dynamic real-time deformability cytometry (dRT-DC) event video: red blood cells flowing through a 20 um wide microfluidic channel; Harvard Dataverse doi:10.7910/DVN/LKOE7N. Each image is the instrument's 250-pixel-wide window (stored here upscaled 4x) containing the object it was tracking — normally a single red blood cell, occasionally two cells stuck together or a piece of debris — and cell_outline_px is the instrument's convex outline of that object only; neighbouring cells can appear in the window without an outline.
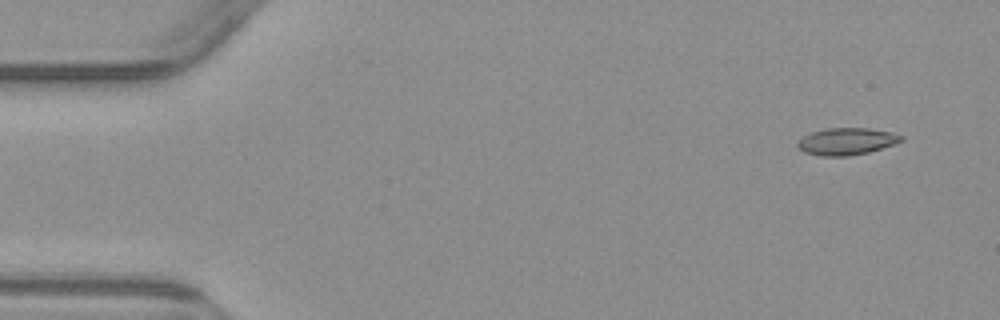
{"species": "common noctule bat (a hibernating species)", "species_latin": "Nyctalus noctula", "temperature_condition": "warm", "stored_images_in_passage": 5, "camera_frame_rate_fps": 3000, "um_per_image_px": 0.085, "animal": {"sex": "male", "body_mass_g": 23.1, "forearm_length_mm": 52.7}, "frame": {"image": 1, "passage_image": 1, "time_ms": 0.0, "image_size_px": [1000, 320], "cell_outline_px": [[904, 140], [896, 144], [868, 152], [848, 156], [820, 156], [804, 152], [796, 144], [804, 136], [812, 132], [828, 128], [868, 128], [892, 132], [904, 136]], "centroid_in_image_um": [72.01, 12.02], "position_along_channel_um": 13.0, "area_um2": 16.3}}
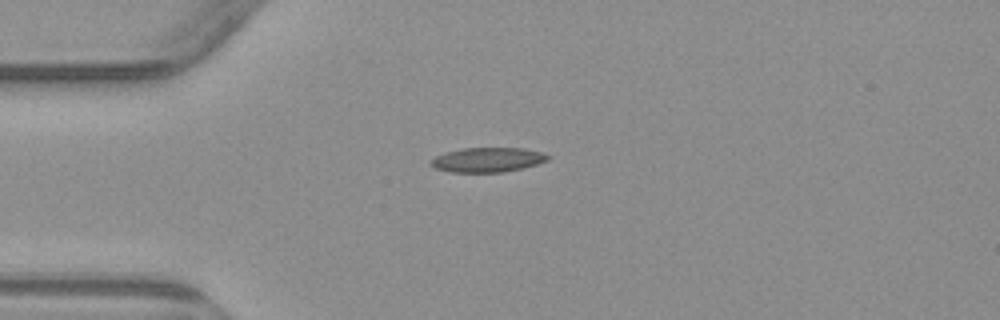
{"frame": {"image": 2, "passage_image": 4, "time_ms": 3.333, "image_size_px": [1000, 320], "cell_outline_px": [[548, 160], [524, 168], [504, 172], [448, 172], [436, 168], [428, 164], [428, 160], [444, 152], [464, 148], [524, 148], [540, 152], [548, 156]], "centroid_in_image_um": [41.38, 13.59], "position_along_channel_um": 43.6, "area_um2": 16.82}}
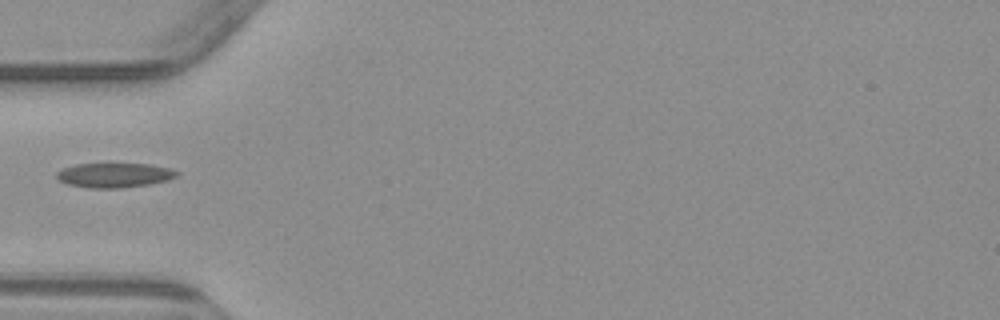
{"frame": {"image": 3, "passage_image": 5, "time_ms": 4.667, "image_size_px": [1000, 320], "cell_outline_px": [[180, 172], [176, 176], [168, 180], [148, 184], [120, 188], [88, 188], [68, 184], [60, 180], [56, 176], [56, 172], [64, 168], [76, 164], [152, 164], [168, 168]], "centroid_in_image_um": [9.72, 14.89], "position_along_channel_um": 75.3, "area_um2": 17.05}}